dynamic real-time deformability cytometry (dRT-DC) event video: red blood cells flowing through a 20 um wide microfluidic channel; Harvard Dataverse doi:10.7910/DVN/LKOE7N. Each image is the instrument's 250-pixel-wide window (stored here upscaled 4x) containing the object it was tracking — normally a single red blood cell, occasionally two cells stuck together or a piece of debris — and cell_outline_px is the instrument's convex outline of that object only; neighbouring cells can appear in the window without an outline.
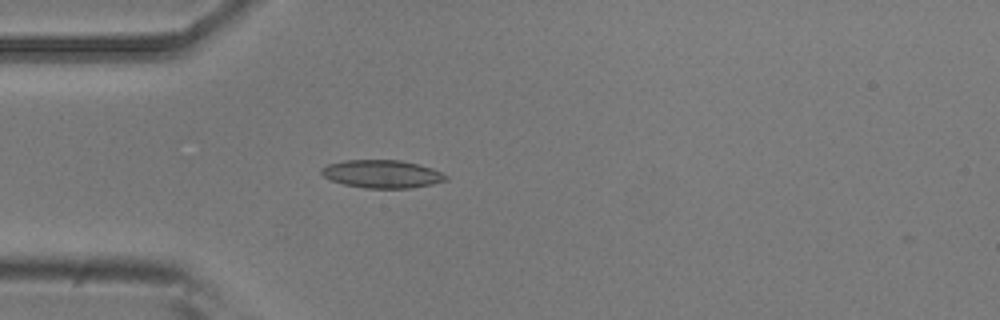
{"species": "common noctule bat (a hibernating species)", "species_latin": "Nyctalus noctula", "temperature_condition": "room temperature", "stored_images_in_passage": 4, "camera_frame_rate_fps": 3000, "um_per_image_px": 0.085, "animal": {"sex": "male", "body_mass_g": 20.5, "forearm_length_mm": 52.5}, "frame": {"image": 1, "passage_image": 4, "time_ms": 1.0, "image_size_px": [1000, 320], "cell_outline_px": [[448, 180], [432, 184], [408, 188], [364, 188], [344, 184], [332, 180], [324, 176], [320, 172], [320, 168], [328, 164], [344, 160], [400, 160], [432, 168], [448, 176]], "centroid_in_image_um": [32.46, 14.78], "position_along_channel_um": 52.5, "area_um2": 20.17}}